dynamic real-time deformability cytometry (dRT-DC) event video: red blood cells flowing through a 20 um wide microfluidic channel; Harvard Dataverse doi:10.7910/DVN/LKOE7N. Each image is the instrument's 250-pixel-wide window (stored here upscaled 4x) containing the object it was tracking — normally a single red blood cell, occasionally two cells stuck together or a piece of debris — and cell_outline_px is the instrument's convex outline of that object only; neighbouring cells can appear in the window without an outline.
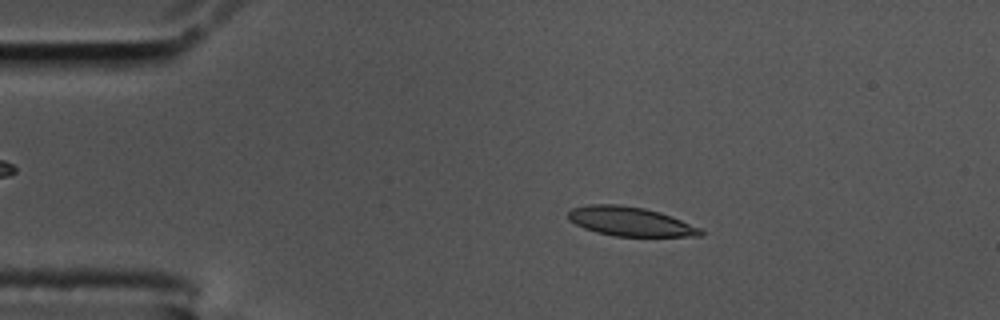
{"species": "common noctule bat (a hibernating species)", "species_latin": "Nyctalus noctula", "temperature_condition": "cold", "stored_images_in_passage": 57, "camera_frame_rate_fps": 3000, "um_per_image_px": 0.085, "animal": {"sex": "male", "body_mass_g": 17.5, "forearm_length_mm": 52.3}, "frame": {"image": 1, "passage_image": 10, "time_ms": 3.0, "image_size_px": [1000, 320], "cell_outline_px": [[704, 236], [616, 236], [596, 232], [584, 228], [568, 220], [568, 212], [572, 208], [588, 204], [620, 204], [644, 208], [660, 212], [700, 228], [704, 232]], "centroid_in_image_um": [53.54, 18.82], "position_along_channel_um": 31.5, "area_um2": 22.43}}
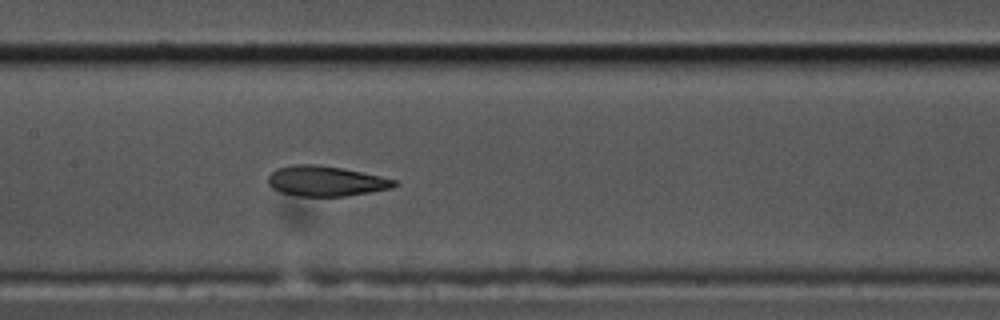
{"frame": {"image": 2, "passage_image": 27, "time_ms": 8.667, "image_size_px": [1000, 320], "cell_outline_px": [[400, 184], [392, 188], [344, 196], [296, 196], [280, 192], [272, 188], [268, 184], [268, 176], [276, 168], [292, 164], [316, 164], [340, 168], [380, 176], [396, 180]], "centroid_in_image_um": [27.66, 15.39], "position_along_channel_um": 179.7, "area_um2": 22.2}}
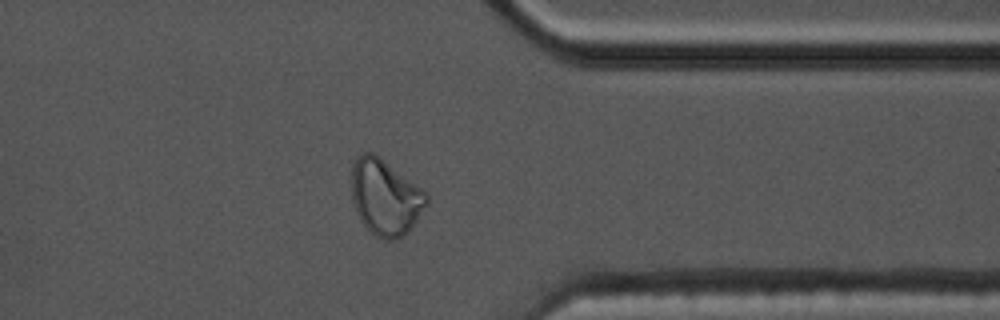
{"frame": {"image": 3, "passage_image": 45, "time_ms": 14.667, "image_size_px": [1000, 320], "cell_outline_px": [[428, 204], [408, 232], [404, 236], [392, 240], [384, 240], [376, 236], [360, 220], [356, 212], [352, 200], [352, 168], [356, 156], [360, 152], [372, 152], [428, 192]], "centroid_in_image_um": [32.76, 16.77], "position_along_channel_um": 378.6, "area_um2": 33.18}, "authors_computed_cell_mechanics": {"area_um2": 22.8888, "velocity_mm_per_s": 3.4361, "shape_relaxation_time_tau1_ms": null, "shape_relaxation_time_tau2_ms": 2.3981, "deformation_change_tau1": null, "deformation_change_tau2": 0.0949}}